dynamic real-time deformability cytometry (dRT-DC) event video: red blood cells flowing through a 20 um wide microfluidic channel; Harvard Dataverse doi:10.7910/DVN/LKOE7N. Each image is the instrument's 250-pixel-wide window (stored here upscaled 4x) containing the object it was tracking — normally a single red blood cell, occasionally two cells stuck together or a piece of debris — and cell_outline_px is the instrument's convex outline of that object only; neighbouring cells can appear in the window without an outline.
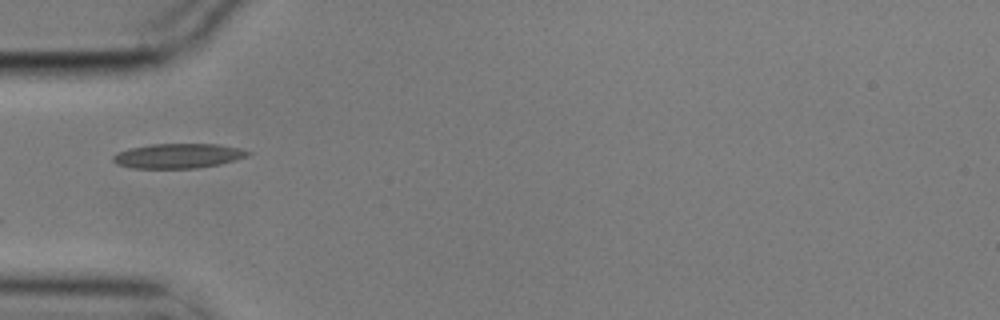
{"species": "common noctule bat (a hibernating species)", "species_latin": "Nyctalus noctula", "temperature_condition": "cold", "stored_images_in_passage": 11, "camera_frame_rate_fps": 3000, "um_per_image_px": 0.085, "animal": {"sex": "male", "body_mass_g": 17.9}, "frame": {"image": 1, "passage_image": 1, "time_ms": 0.0, "image_size_px": [1000, 320], "cell_outline_px": [[252, 152], [248, 156], [236, 160], [220, 164], [196, 168], [132, 168], [116, 164], [112, 160], [112, 156], [116, 152], [128, 148], [152, 144], [220, 144], [240, 148]], "centroid_in_image_um": [15.13, 13.24], "position_along_channel_um": 69.9, "area_um2": 19.59}}
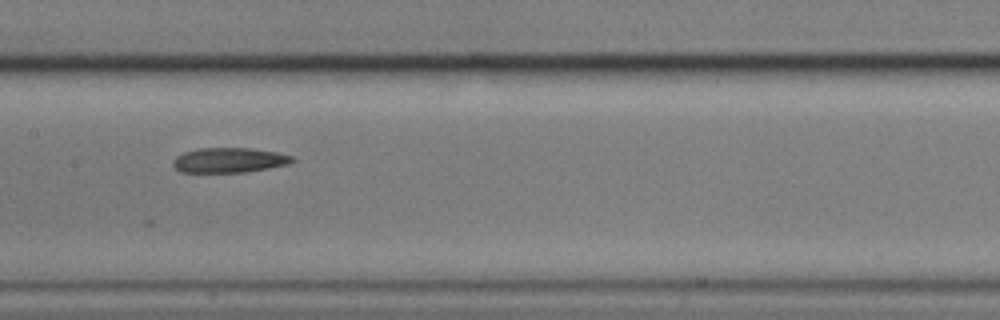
{"frame": {"image": 2, "passage_image": 4, "time_ms": 1.0, "image_size_px": [1000, 320], "cell_outline_px": [[296, 160], [288, 164], [268, 168], [244, 172], [180, 172], [172, 164], [172, 160], [176, 156], [184, 152], [196, 148], [252, 148], [280, 152], [292, 156]], "centroid_in_image_um": [19.48, 13.6], "position_along_channel_um": 187.9, "area_um2": 17.46}}
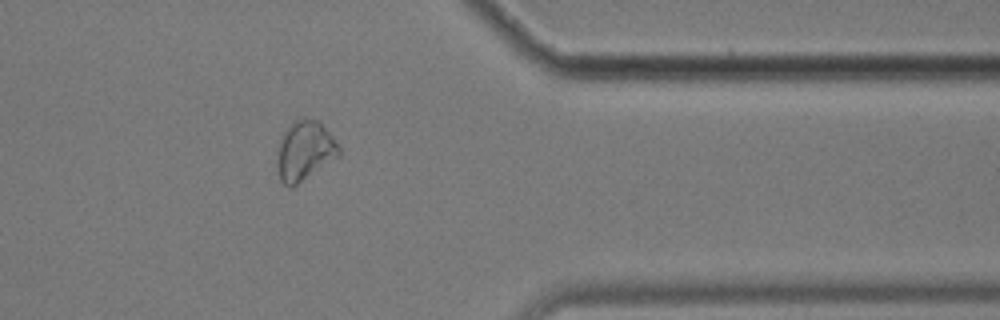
{"frame": {"image": 3, "passage_image": 9, "time_ms": 2.667, "image_size_px": [1000, 320], "cell_outline_px": [[340, 156], [292, 188], [288, 188], [280, 180], [276, 172], [276, 152], [280, 140], [284, 132], [292, 120], [304, 116], [320, 120], [332, 136], [340, 148]], "centroid_in_image_um": [25.87, 12.81], "position_along_channel_um": 385.5, "area_um2": 22.2}}